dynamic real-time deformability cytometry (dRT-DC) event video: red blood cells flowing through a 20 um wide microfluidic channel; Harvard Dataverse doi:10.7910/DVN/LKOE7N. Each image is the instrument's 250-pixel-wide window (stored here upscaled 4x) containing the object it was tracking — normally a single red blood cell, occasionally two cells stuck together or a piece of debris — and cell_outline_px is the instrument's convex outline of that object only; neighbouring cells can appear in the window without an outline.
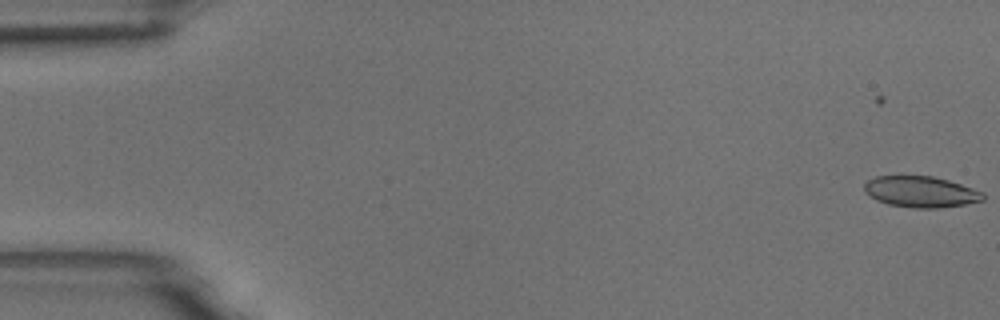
{"species": "common noctule bat (a hibernating species)", "species_latin": "Nyctalus noctula", "temperature_condition": "room temperature", "stored_images_in_passage": 3, "camera_frame_rate_fps": 3000, "um_per_image_px": 0.085, "animal": {"sex": "male", "body_mass_g": 18.8}, "frame": {"image": 1, "passage_image": 3, "time_ms": 0.667, "image_size_px": [1000, 320], "cell_outline_px": [[984, 200], [964, 204], [940, 208], [912, 208], [888, 204], [876, 200], [864, 192], [864, 184], [868, 180], [876, 176], [932, 176], [948, 180], [984, 192]], "centroid_in_image_um": [78.25, 16.3], "position_along_channel_um": 6.7, "area_um2": 21.5}}